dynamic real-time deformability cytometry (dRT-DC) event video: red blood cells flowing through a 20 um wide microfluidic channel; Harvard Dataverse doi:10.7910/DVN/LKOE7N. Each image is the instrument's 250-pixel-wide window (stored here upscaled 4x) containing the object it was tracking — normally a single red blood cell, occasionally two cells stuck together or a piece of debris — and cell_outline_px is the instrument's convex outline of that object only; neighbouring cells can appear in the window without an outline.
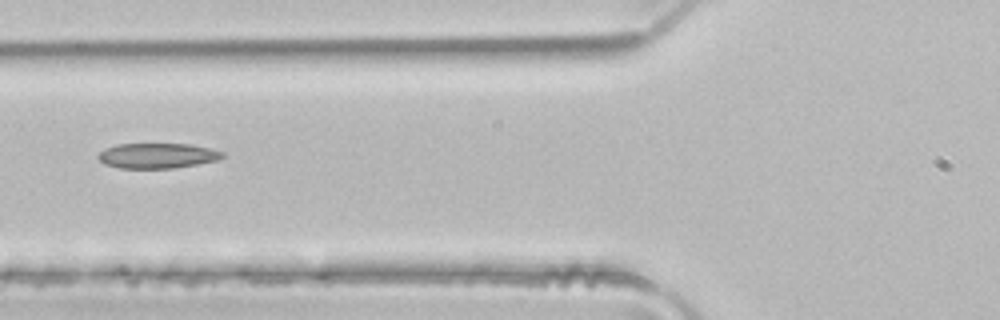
{"species": "common noctule bat (a hibernating species)", "species_latin": "Nyctalus noctula", "temperature_condition": "room temperature", "stored_images_in_passage": 2, "camera_frame_rate_fps": 3000, "um_per_image_px": 0.085, "animal": {"sex": "male", "body_mass_g": 21.5, "forearm_length_mm": 52.0}, "frame": {"image": 1, "passage_image": 2, "time_ms": 0.333, "image_size_px": [1000, 320], "cell_outline_px": [[224, 156], [216, 160], [176, 168], [120, 168], [104, 164], [96, 156], [100, 152], [116, 144], [192, 144], [224, 152]], "centroid_in_image_um": [13.36, 13.23], "position_along_channel_um": 112.4, "area_um2": 18.09}}